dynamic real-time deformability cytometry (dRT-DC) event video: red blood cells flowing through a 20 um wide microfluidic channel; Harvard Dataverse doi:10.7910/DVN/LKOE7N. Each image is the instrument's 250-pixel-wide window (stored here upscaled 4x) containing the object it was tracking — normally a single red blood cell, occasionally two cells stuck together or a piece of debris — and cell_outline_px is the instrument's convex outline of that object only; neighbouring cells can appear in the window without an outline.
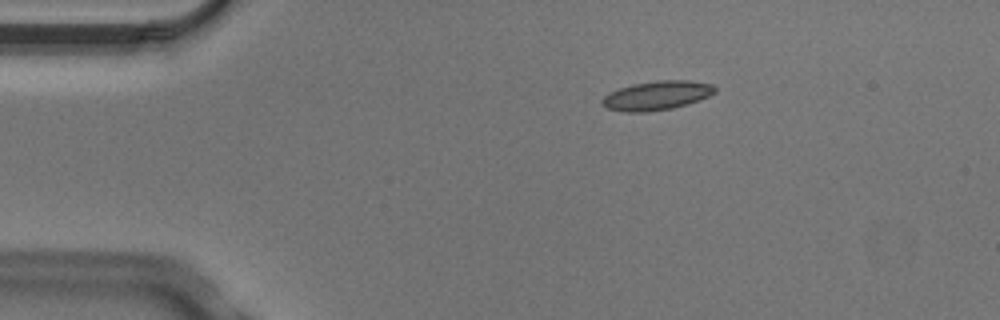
{"species": "Egyptian fruit bat (a non-hibernating species)", "species_latin": "Rousettus aegyptiacus", "temperature_condition": "cold", "stored_images_in_passage": 5, "camera_frame_rate_fps": 3000, "um_per_image_px": 0.085, "animal": {"sex": "male"}, "frame": {"image": 1, "passage_image": 1, "time_ms": 0.0, "image_size_px": [1000, 320], "cell_outline_px": [[716, 92], [708, 96], [688, 104], [672, 108], [644, 112], [624, 112], [608, 108], [600, 104], [600, 100], [608, 92], [632, 84], [656, 80], [688, 80], [712, 84], [716, 88]], "centroid_in_image_um": [55.8, 8.11], "position_along_channel_um": 29.2, "area_um2": 19.19}}
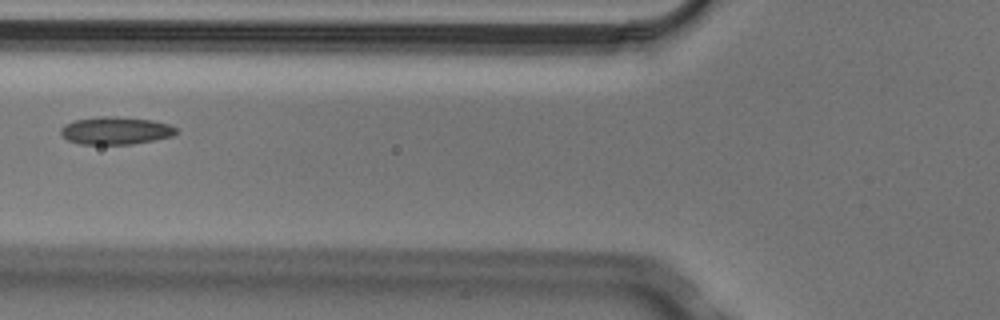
{"frame": {"image": 2, "passage_image": 4, "time_ms": 1.0, "image_size_px": [1000, 320], "cell_outline_px": [[180, 128], [172, 136], [156, 140], [132, 144], [80, 144], [68, 140], [60, 132], [60, 128], [64, 124], [76, 120], [100, 116], [116, 116], [152, 120], [168, 124]], "centroid_in_image_um": [9.86, 11.1], "position_along_channel_um": 115.9, "area_um2": 18.67}}
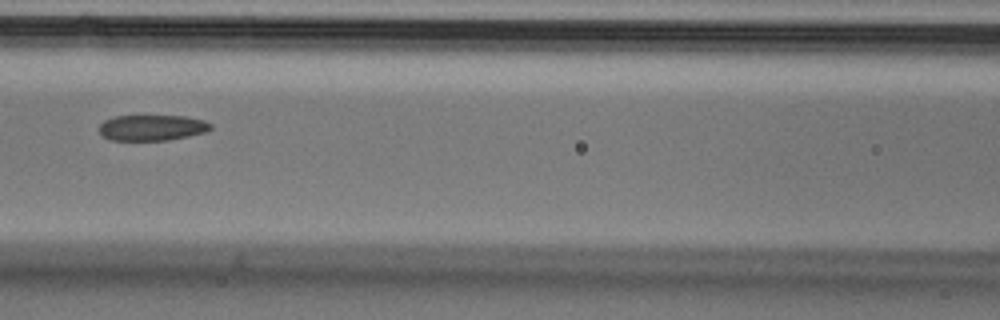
{"frame": {"image": 3, "passage_image": 5, "time_ms": 1.333, "image_size_px": [1000, 320], "cell_outline_px": [[212, 128], [204, 132], [188, 136], [168, 140], [112, 140], [104, 136], [100, 132], [100, 124], [104, 120], [116, 116], [184, 116], [204, 120], [212, 124]], "centroid_in_image_um": [12.94, 10.85], "position_along_channel_um": 153.7, "area_um2": 16.59}}